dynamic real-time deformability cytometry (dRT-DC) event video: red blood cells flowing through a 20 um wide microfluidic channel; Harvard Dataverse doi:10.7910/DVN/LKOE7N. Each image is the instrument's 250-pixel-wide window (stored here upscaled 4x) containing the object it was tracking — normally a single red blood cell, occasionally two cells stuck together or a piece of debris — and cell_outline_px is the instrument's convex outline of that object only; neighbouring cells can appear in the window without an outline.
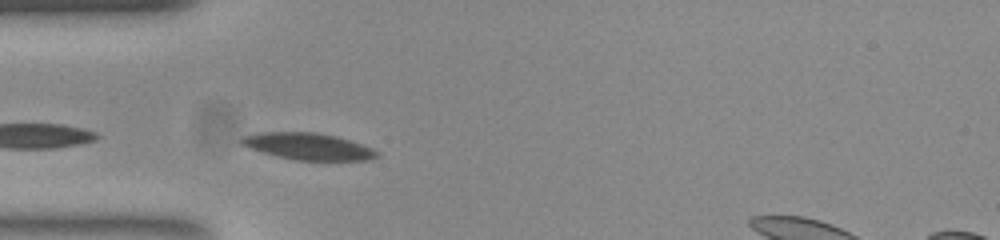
{"species": "common noctule bat (a hibernating species)", "species_latin": "Nyctalus noctula", "temperature_condition": "room temperature", "stored_images_in_passage": 28, "camera_frame_rate_fps": 3000, "um_per_image_px": 0.085, "animal": {"sex": "female", "body_mass_g": 23.0, "forearm_length_mm": 53.4}, "frame": {"image": 1, "passage_image": 2, "time_ms": 0.333, "image_size_px": [1000, 240], "cell_outline_px": [[380, 156], [368, 160], [296, 160], [264, 152], [240, 144], [240, 140], [244, 136], [264, 132], [316, 132], [336, 136], [372, 148], [380, 152]], "centroid_in_image_um": [26.25, 12.44], "position_along_channel_um": 58.8, "area_um2": 20.75}}
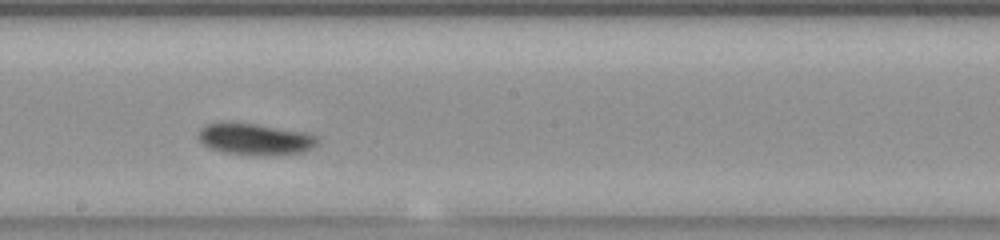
{"frame": {"image": 2, "passage_image": 16, "time_ms": 5.0, "image_size_px": [1000, 240], "cell_outline_px": [[320, 140], [312, 148], [304, 152], [224, 152], [208, 148], [200, 140], [200, 128], [208, 124], [256, 124], [308, 132], [316, 136]], "centroid_in_image_um": [21.73, 11.78], "position_along_channel_um": 226.5, "area_um2": 20.4}}
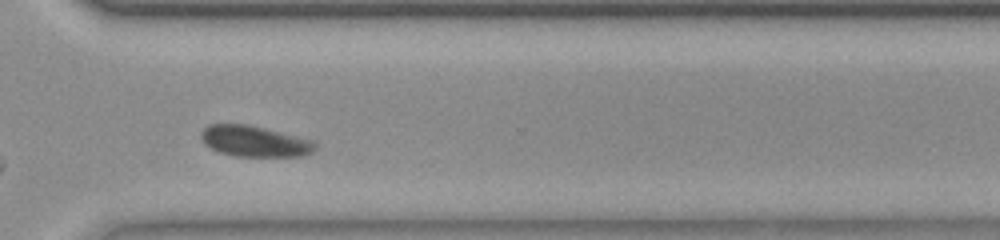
{"frame": {"image": 3, "passage_image": 26, "time_ms": 8.333, "image_size_px": [1000, 240], "cell_outline_px": [[316, 148], [312, 152], [300, 156], [236, 156], [220, 152], [204, 144], [200, 136], [200, 132], [208, 124], [244, 124], [264, 128], [316, 140]], "centroid_in_image_um": [21.65, 12.0], "position_along_channel_um": 349.0, "area_um2": 20.58}, "authors_computed_cell_mechanics": {"area_um2": 21.3282, "velocity_mm_per_s": 3.6596, "shape_relaxation_time_tau1_ms": null, "shape_relaxation_time_tau2_ms": 1.3206, "deformation_change_tau1": null, "deformation_change_tau2": 0.0367}}